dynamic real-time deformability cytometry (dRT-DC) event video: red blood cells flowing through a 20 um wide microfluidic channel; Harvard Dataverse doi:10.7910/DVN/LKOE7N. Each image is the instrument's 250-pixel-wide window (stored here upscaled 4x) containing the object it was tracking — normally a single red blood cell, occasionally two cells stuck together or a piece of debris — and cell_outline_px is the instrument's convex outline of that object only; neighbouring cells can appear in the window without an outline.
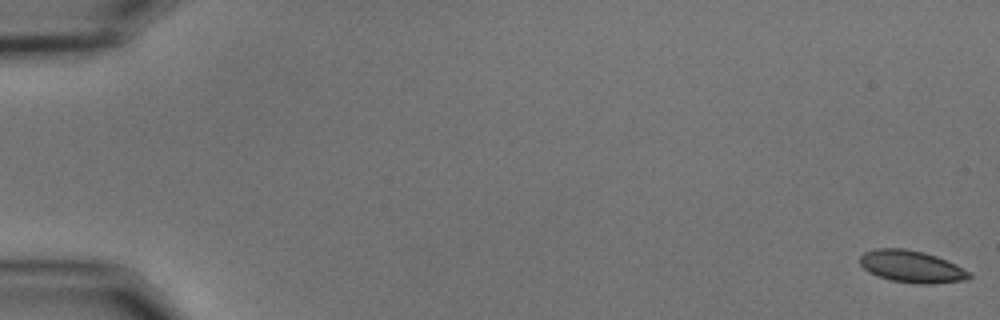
{"species": "common noctule bat (a hibernating species)", "species_latin": "Nyctalus noctula", "temperature_condition": "cold", "stored_images_in_passage": 56, "camera_frame_rate_fps": 3000, "um_per_image_px": 0.085, "animal": {"sex": "male", "body_mass_g": 15.6}, "frame": {"image": 1, "passage_image": 1, "time_ms": 0.0, "image_size_px": [1000, 320], "cell_outline_px": [[972, 276], [964, 280], [932, 284], [920, 284], [892, 280], [868, 272], [860, 264], [860, 256], [864, 252], [876, 248], [904, 248], [924, 252], [936, 256], [972, 272]], "centroid_in_image_um": [77.49, 22.65], "position_along_channel_um": 7.5, "area_um2": 20.29}}
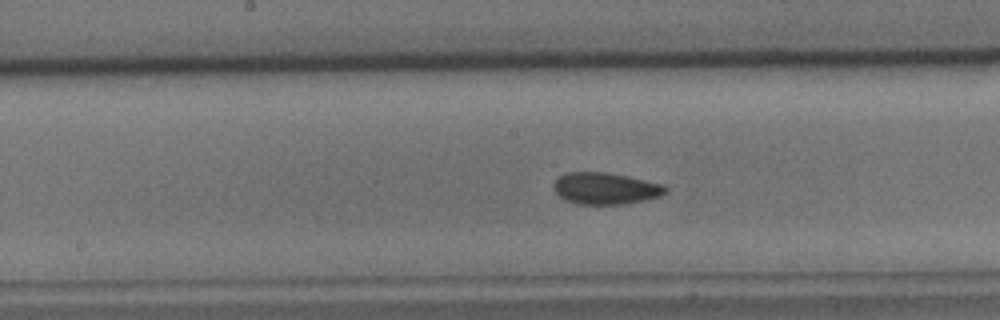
{"frame": {"image": 2, "passage_image": 30, "time_ms": 9.667, "image_size_px": [1000, 320], "cell_outline_px": [[668, 192], [660, 196], [644, 200], [624, 204], [576, 204], [564, 200], [552, 188], [552, 184], [560, 176], [568, 172], [604, 172], [664, 184], [668, 188]], "centroid_in_image_um": [51.45, 16.02], "position_along_channel_um": 196.7, "area_um2": 20.63}}
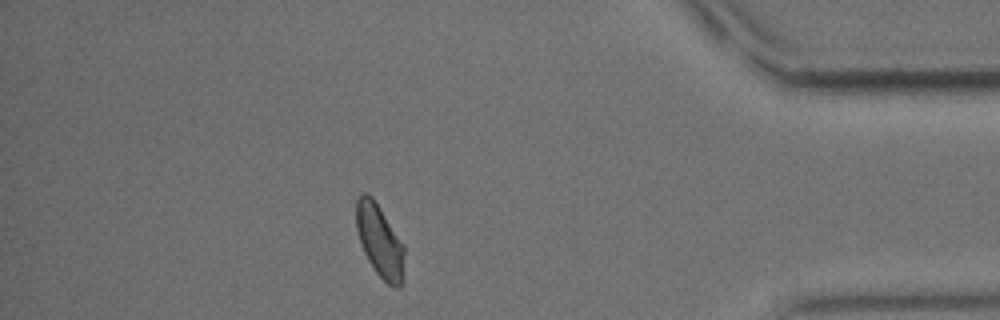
{"frame": {"image": 3, "passage_image": 50, "time_ms": 16.333, "image_size_px": [1000, 320], "cell_outline_px": [[404, 280], [400, 288], [392, 288], [376, 272], [368, 260], [360, 244], [356, 228], [356, 200], [364, 192], [368, 192], [372, 196], [404, 244]], "centroid_in_image_um": [32.29, 20.5], "position_along_channel_um": 402.9, "area_um2": 20.63}, "authors_computed_cell_mechanics": {"area_um2": 20.3456, "velocity_mm_per_s": 3.6257, "shape_relaxation_time_tau1_ms": 4.0499, "shape_relaxation_time_tau2_ms": 2.2842, "deformation_change_tau1": 0.093, "deformation_change_tau2": 0.0454}}